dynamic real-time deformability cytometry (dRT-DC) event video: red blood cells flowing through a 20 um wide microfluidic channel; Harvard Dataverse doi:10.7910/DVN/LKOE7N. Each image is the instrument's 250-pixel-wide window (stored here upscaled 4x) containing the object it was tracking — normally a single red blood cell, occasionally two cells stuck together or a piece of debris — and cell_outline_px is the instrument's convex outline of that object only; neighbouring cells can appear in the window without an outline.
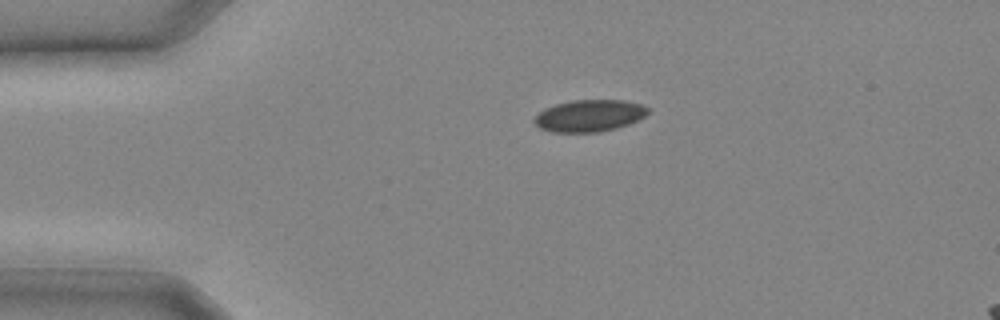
{"species": "common noctule bat (a hibernating species)", "species_latin": "Nyctalus noctula", "temperature_condition": "cold", "stored_images_in_passage": 20, "camera_frame_rate_fps": 3000, "um_per_image_px": 0.085, "animal": {"sex": "male", "body_mass_g": 20.4}, "frame": {"image": 1, "passage_image": 1, "time_ms": 0.0, "image_size_px": [1000, 320], "cell_outline_px": [[648, 112], [644, 116], [628, 124], [616, 128], [600, 132], [552, 132], [540, 128], [532, 120], [544, 108], [556, 104], [572, 100], [624, 100], [640, 104], [648, 108]], "centroid_in_image_um": [50.07, 9.83], "position_along_channel_um": 34.9, "area_um2": 20.98}}
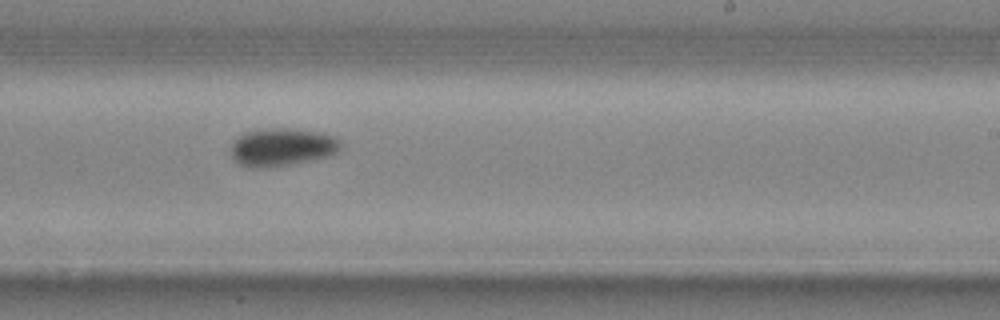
{"frame": {"image": 2, "passage_image": 12, "time_ms": 3.667, "image_size_px": [1000, 320], "cell_outline_px": [[340, 152], [332, 156], [272, 168], [252, 168], [240, 164], [232, 156], [232, 140], [244, 132], [268, 128], [288, 128], [320, 132], [336, 136], [340, 140]], "centroid_in_image_um": [24.01, 12.51], "position_along_channel_um": 265.0, "area_um2": 24.68}}
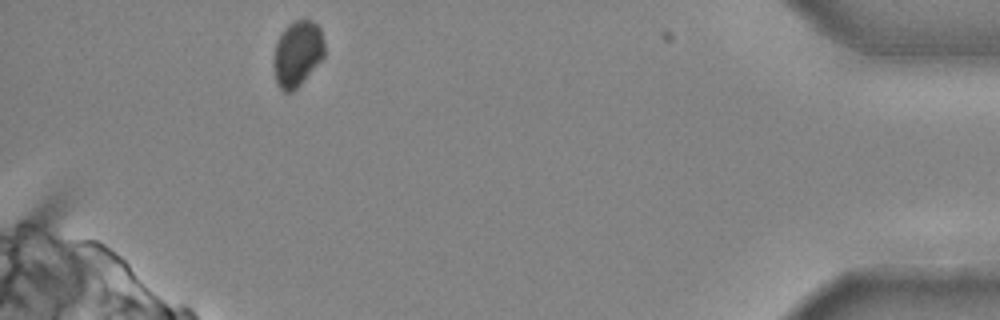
{"frame": {"image": 3, "passage_image": 20, "time_ms": 6.333, "image_size_px": [1000, 320], "cell_outline_px": [[324, 56], [300, 84], [292, 92], [284, 92], [280, 88], [276, 80], [272, 64], [272, 60], [276, 40], [284, 28], [288, 24], [296, 20], [312, 20], [320, 28], [324, 44]], "centroid_in_image_um": [25.24, 4.54], "position_along_channel_um": 410.0, "area_um2": 19.48}}